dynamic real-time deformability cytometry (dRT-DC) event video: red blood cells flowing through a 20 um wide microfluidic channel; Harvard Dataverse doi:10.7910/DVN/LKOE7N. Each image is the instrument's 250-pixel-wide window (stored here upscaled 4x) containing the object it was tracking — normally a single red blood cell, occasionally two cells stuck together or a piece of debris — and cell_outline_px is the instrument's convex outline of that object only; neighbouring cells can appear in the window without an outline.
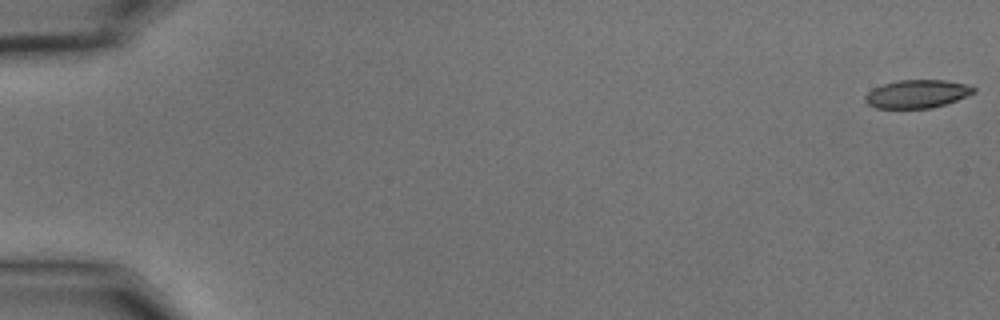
{"species": "common noctule bat (a hibernating species)", "species_latin": "Nyctalus noctula", "temperature_condition": "cold", "stored_images_in_passage": 16, "camera_frame_rate_fps": 3000, "um_per_image_px": 0.085, "animal": {"sex": "male", "body_mass_g": 15.6}, "frame": {"image": 1, "passage_image": 1, "time_ms": 0.0, "image_size_px": [1000, 320], "cell_outline_px": [[976, 92], [956, 100], [932, 108], [876, 108], [868, 104], [864, 100], [864, 96], [872, 88], [896, 80], [944, 80], [968, 84], [976, 88]], "centroid_in_image_um": [77.94, 7.97], "position_along_channel_um": 7.1, "area_um2": 17.86}}
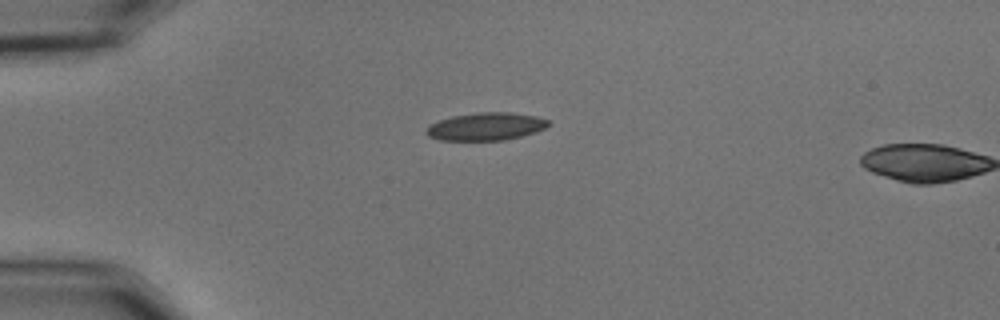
{"frame": {"image": 2, "passage_image": 15, "time_ms": 4.667, "image_size_px": [1000, 320], "cell_outline_px": [[552, 124], [536, 132], [504, 140], [440, 140], [428, 136], [424, 132], [424, 128], [428, 124], [452, 116], [476, 112], [512, 112], [536, 116], [548, 120]], "centroid_in_image_um": [41.27, 10.74], "position_along_channel_um": 43.7, "area_um2": 19.94}}